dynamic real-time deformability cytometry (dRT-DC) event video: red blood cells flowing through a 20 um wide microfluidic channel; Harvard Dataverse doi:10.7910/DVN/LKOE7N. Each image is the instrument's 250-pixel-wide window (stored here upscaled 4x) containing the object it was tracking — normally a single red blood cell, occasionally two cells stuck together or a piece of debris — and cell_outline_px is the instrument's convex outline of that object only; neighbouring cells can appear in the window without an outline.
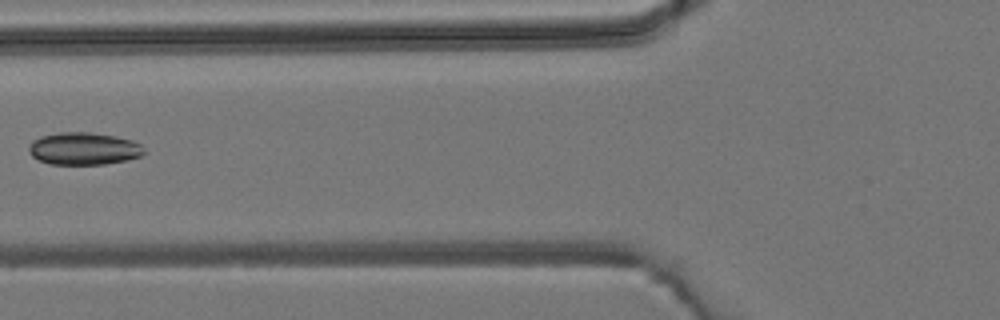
{"species": "common noctule bat (a hibernating species)", "species_latin": "Nyctalus noctula", "temperature_condition": "room temperature", "stored_images_in_passage": 5, "camera_frame_rate_fps": 3000, "um_per_image_px": 0.085, "animal": {"sex": "male", "body_mass_g": 19.2, "forearm_length_mm": 51.8}, "frame": {"image": 1, "passage_image": 4, "time_ms": 4.333, "image_size_px": [1000, 320], "cell_outline_px": [[144, 152], [140, 156], [128, 160], [104, 164], [52, 164], [40, 160], [32, 156], [28, 152], [28, 144], [32, 140], [40, 136], [60, 132], [88, 132], [116, 136], [132, 140], [140, 144], [144, 148]], "centroid_in_image_um": [7.1, 12.62], "position_along_channel_um": 118.7, "area_um2": 21.85}}
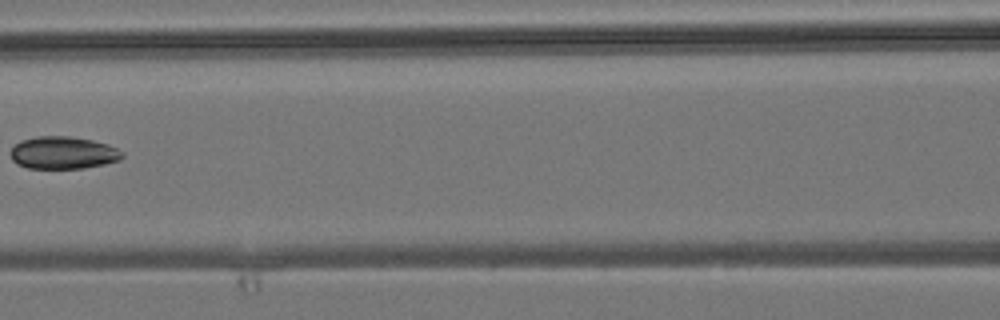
{"frame": {"image": 2, "passage_image": 5, "time_ms": 5.333, "image_size_px": [1000, 320], "cell_outline_px": [[124, 156], [120, 160], [104, 164], [84, 168], [28, 168], [16, 164], [12, 160], [12, 148], [20, 140], [36, 136], [68, 136], [92, 140], [108, 144], [124, 152]], "centroid_in_image_um": [5.38, 12.98], "position_along_channel_um": 161.2, "area_um2": 21.15}}